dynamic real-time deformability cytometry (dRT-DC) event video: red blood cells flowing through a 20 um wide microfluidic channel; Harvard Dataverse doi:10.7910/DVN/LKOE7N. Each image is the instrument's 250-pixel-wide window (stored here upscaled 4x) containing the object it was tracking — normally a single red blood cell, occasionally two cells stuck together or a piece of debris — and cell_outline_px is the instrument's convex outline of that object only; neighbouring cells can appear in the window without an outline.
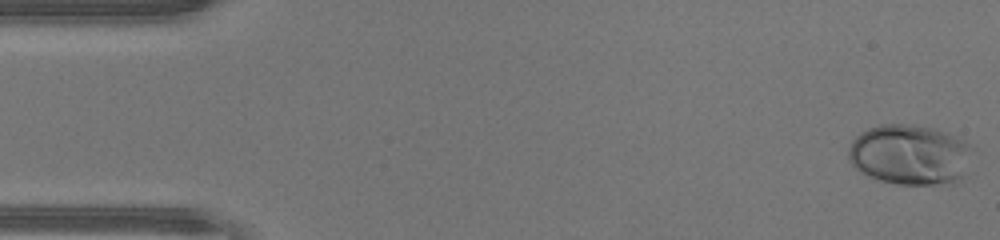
{"species": "human", "species_latin": "Homo sapiens", "temperature_condition": "warm", "stored_images_in_passage": 46, "camera_frame_rate_fps": 3000, "um_per_image_px": 0.085, "donor": {"sex": "male"}, "frame": {"image": 1, "passage_image": 1, "time_ms": 0.0, "image_size_px": [1000, 240], "cell_outline_px": [[976, 148], [964, 176], [960, 180], [952, 184], [896, 184], [880, 180], [868, 176], [860, 172], [848, 160], [848, 148], [852, 140], [860, 132], [868, 128], [880, 124], [908, 124], [936, 128], [956, 136], [964, 140]], "centroid_in_image_um": [77.39, 13.14], "position_along_channel_um": 7.6, "area_um2": 44.51}}
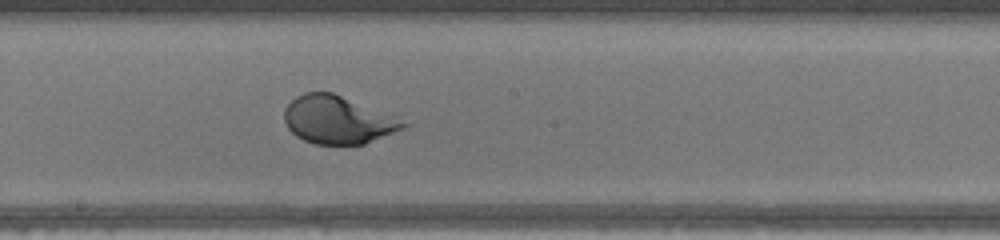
{"frame": {"image": 2, "passage_image": 25, "time_ms": 8.0, "image_size_px": [1000, 240], "cell_outline_px": [[412, 124], [404, 128], [364, 144], [316, 144], [304, 140], [296, 136], [288, 128], [284, 120], [284, 108], [296, 96], [304, 92], [332, 92]], "centroid_in_image_um": [28.67, 10.19], "position_along_channel_um": 219.5, "area_um2": 32.71}}
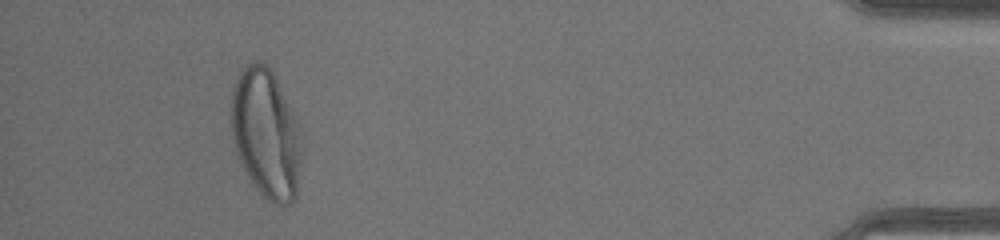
{"frame": {"image": 3, "passage_image": 43, "time_ms": 14.0, "image_size_px": [1000, 240], "cell_outline_px": [[300, 164], [296, 196], [288, 204], [276, 204], [268, 200], [252, 184], [236, 152], [232, 136], [232, 88], [236, 76], [248, 64], [256, 60], [260, 60], [272, 72], [296, 120], [300, 152]], "centroid_in_image_um": [22.57, 11.36], "position_along_channel_um": 412.6, "area_um2": 51.85}, "authors_computed_cell_mechanics": {"area_um2": 38.5237, "velocity_mm_per_s": 4.4191, "shape_relaxation_time_tau1_ms": 3.0066, "shape_relaxation_time_tau2_ms": null, "deformation_change_tau1": 0.1895, "deformation_change_tau2": null}}